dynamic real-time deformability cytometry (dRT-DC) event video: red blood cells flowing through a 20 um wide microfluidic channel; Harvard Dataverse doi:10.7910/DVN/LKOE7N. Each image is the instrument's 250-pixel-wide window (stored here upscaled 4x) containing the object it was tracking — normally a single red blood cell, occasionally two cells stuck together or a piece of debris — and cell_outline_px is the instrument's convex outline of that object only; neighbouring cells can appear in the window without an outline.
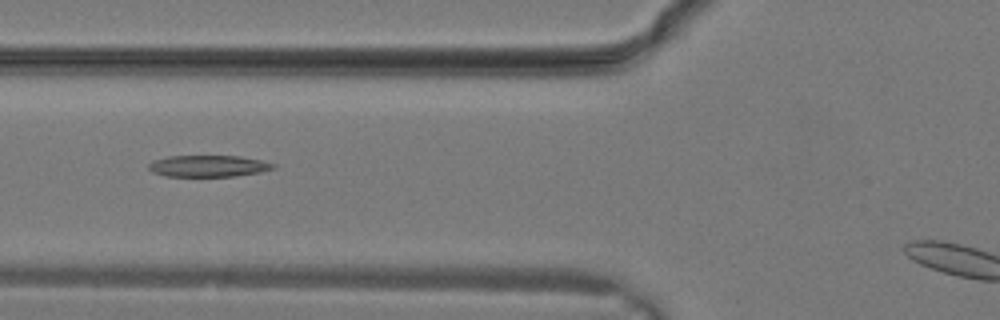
{"species": "common noctule bat (a hibernating species)", "species_latin": "Nyctalus noctula", "temperature_condition": "warm", "stored_images_in_passage": 23, "camera_frame_rate_fps": 3000, "um_per_image_px": 0.085, "animal": {"sex": "male", "body_mass_g": 19.2, "forearm_length_mm": 51.8}, "frame": {"image": 1, "passage_image": 7, "time_ms": 2.0, "image_size_px": [1000, 320], "cell_outline_px": [[276, 168], [260, 172], [236, 176], [164, 176], [152, 172], [148, 168], [148, 164], [152, 160], [168, 156], [240, 156], [260, 160], [276, 164]], "centroid_in_image_um": [17.69, 14.11], "position_along_channel_um": 108.1, "area_um2": 15.72}}
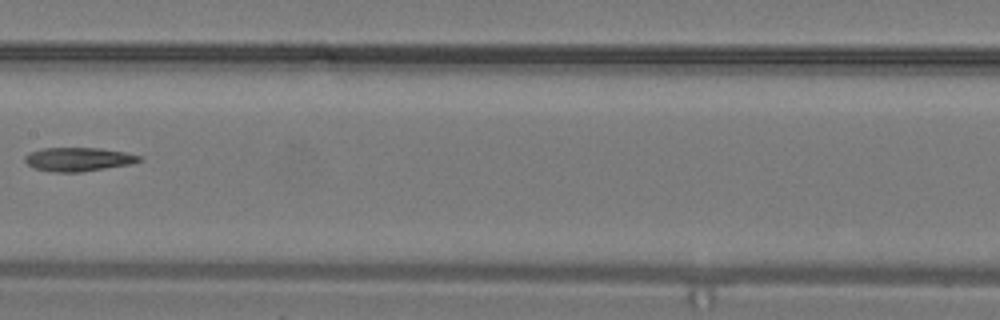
{"frame": {"image": 2, "passage_image": 11, "time_ms": 3.333, "image_size_px": [1000, 320], "cell_outline_px": [[144, 160], [132, 164], [80, 172], [52, 172], [32, 168], [24, 160], [24, 156], [28, 152], [44, 148], [100, 148], [124, 152], [140, 156]], "centroid_in_image_um": [6.64, 13.54], "position_along_channel_um": 200.8, "area_um2": 15.95}}
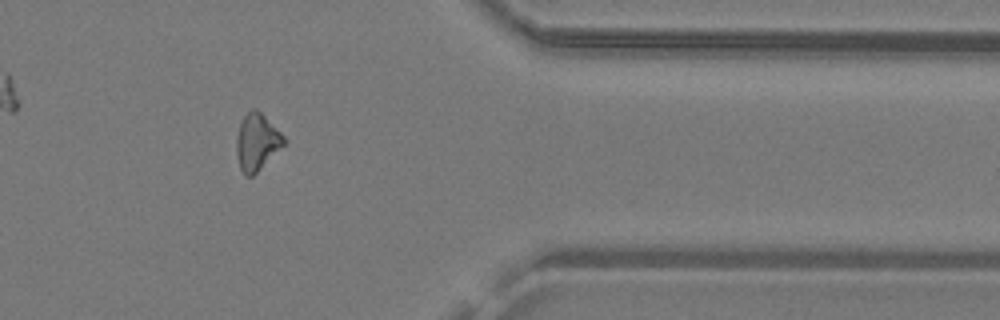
{"frame": {"image": 3, "passage_image": 20, "time_ms": 6.333, "image_size_px": [1000, 320], "cell_outline_px": [[284, 144], [252, 176], [244, 176], [240, 168], [236, 152], [236, 136], [240, 124], [244, 116], [252, 108], [256, 108], [284, 136]], "centroid_in_image_um": [21.79, 12.07], "position_along_channel_um": 389.6, "area_um2": 15.26}}